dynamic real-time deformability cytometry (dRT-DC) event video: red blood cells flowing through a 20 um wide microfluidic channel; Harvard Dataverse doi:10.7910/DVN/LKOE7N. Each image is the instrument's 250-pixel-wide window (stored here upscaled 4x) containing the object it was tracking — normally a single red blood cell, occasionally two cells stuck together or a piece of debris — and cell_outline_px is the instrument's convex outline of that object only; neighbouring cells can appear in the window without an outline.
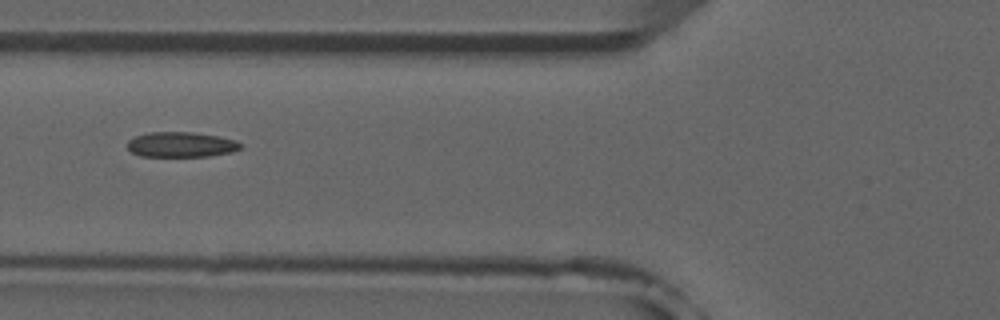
{"species": "common noctule bat (a hibernating species)", "species_latin": "Nyctalus noctula", "temperature_condition": "room temperature", "stored_images_in_passage": 8, "camera_frame_rate_fps": 3000, "um_per_image_px": 0.085, "animal": {"sex": "male", "forearm_length_mm": 52.5}, "frame": {"image": 1, "passage_image": 7, "time_ms": 7.0, "image_size_px": [1000, 320], "cell_outline_px": [[240, 148], [232, 152], [208, 156], [140, 156], [132, 152], [128, 148], [128, 140], [136, 136], [148, 132], [192, 132], [216, 136], [236, 140], [240, 144]], "centroid_in_image_um": [15.37, 12.29], "position_along_channel_um": 110.4, "area_um2": 16.42}}
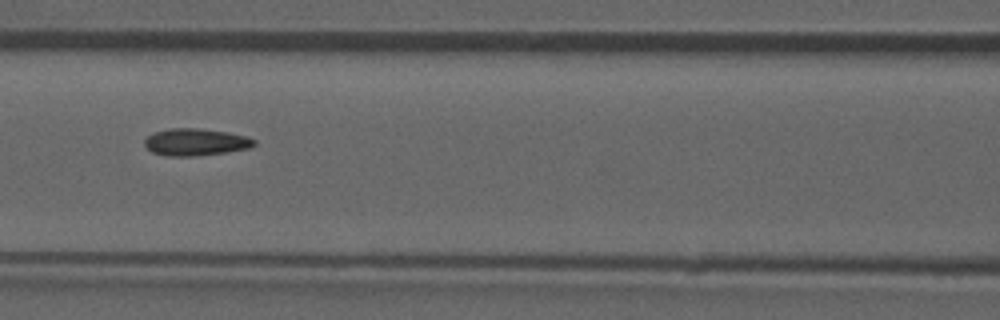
{"frame": {"image": 2, "passage_image": 8, "time_ms": 8.0, "image_size_px": [1000, 320], "cell_outline_px": [[256, 144], [252, 148], [224, 152], [192, 156], [168, 156], [152, 152], [144, 144], [144, 140], [152, 132], [168, 128], [200, 128], [228, 132], [244, 136], [256, 140]], "centroid_in_image_um": [16.62, 12.06], "position_along_channel_um": 150.0, "area_um2": 17.34}}